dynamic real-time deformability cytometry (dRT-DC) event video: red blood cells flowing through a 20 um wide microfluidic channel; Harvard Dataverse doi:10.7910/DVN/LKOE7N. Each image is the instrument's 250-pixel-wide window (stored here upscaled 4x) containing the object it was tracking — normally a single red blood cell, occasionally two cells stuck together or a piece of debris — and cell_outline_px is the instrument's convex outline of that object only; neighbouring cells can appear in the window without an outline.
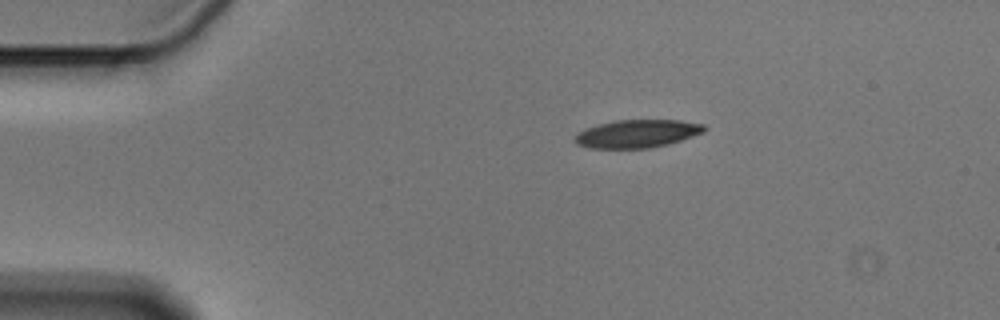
{"species": "Egyptian fruit bat (a non-hibernating species)", "species_latin": "Rousettus aegyptiacus", "temperature_condition": "cold", "stored_images_in_passage": 46, "camera_frame_rate_fps": 3000, "um_per_image_px": 0.085, "animal": {"sex": "male"}, "frame": {"image": 1, "passage_image": 1, "time_ms": 0.0, "image_size_px": [1000, 320], "cell_outline_px": [[708, 128], [704, 132], [668, 144], [648, 148], [588, 148], [576, 144], [572, 140], [580, 132], [588, 128], [600, 124], [616, 120], [680, 120], [704, 124]], "centroid_in_image_um": [54.18, 11.36], "position_along_channel_um": 30.8, "area_um2": 20.98}}
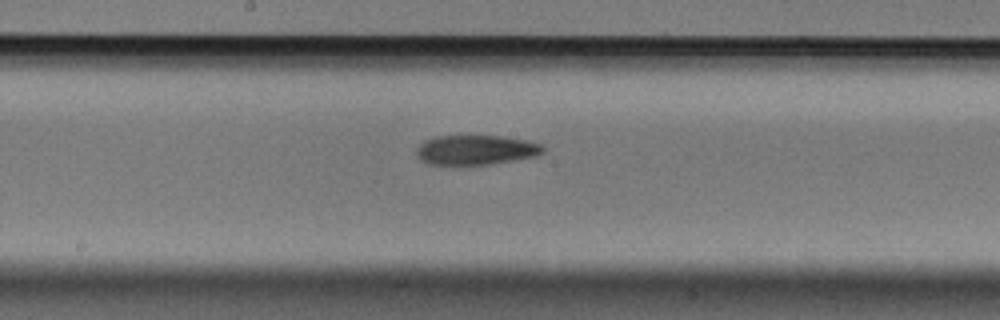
{"frame": {"image": 2, "passage_image": 20, "time_ms": 6.333, "image_size_px": [1000, 320], "cell_outline_px": [[544, 152], [536, 156], [492, 164], [428, 164], [420, 160], [416, 156], [416, 148], [424, 140], [436, 136], [496, 136], [528, 140], [540, 144], [544, 148]], "centroid_in_image_um": [40.42, 12.74], "position_along_channel_um": 207.8, "area_um2": 21.85}}
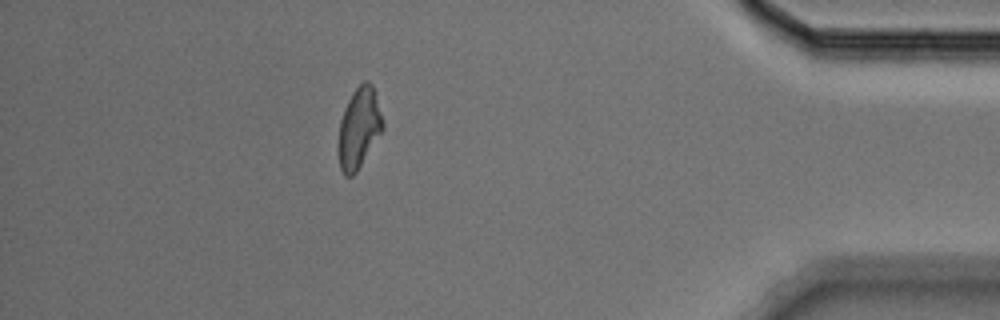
{"frame": {"image": 3, "passage_image": 40, "time_ms": 13.0, "image_size_px": [1000, 320], "cell_outline_px": [[384, 128], [356, 172], [352, 176], [344, 176], [340, 168], [340, 120], [344, 108], [352, 92], [364, 80], [368, 80], [372, 84], [384, 124]], "centroid_in_image_um": [30.53, 10.85], "position_along_channel_um": 404.7, "area_um2": 20.29}, "authors_computed_cell_mechanics": {"area_um2": 22.0218, "velocity_mm_per_s": 3.5999, "shape_relaxation_time_tau1_ms": 4.6768, "shape_relaxation_time_tau2_ms": null, "deformation_change_tau1": 0.1679, "deformation_change_tau2": null}}